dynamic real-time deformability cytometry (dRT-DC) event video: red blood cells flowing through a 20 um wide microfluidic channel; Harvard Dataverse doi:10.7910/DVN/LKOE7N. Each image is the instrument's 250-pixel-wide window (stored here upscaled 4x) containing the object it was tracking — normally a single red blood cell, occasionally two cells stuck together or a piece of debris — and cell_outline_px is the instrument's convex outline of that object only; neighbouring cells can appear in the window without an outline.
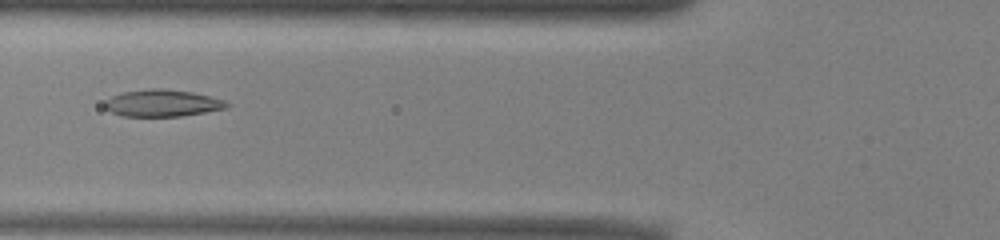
{"species": "common noctule bat (a hibernating species)", "species_latin": "Nyctalus noctula", "temperature_condition": "warm", "stored_images_in_passage": 51, "camera_frame_rate_fps": 3000, "um_per_image_px": 0.085, "animal": {"sex": "male", "body_mass_g": 13.0, "forearm_length_mm": 53.1}, "frame": {"image": 1, "passage_image": 19, "time_ms": 6.0, "image_size_px": [1000, 240], "cell_outline_px": [[232, 104], [228, 108], [180, 116], [120, 116], [104, 108], [104, 100], [112, 96], [124, 92], [152, 88], [160, 88], [192, 92], [224, 100]], "centroid_in_image_um": [13.79, 8.77], "position_along_channel_um": 112.0, "area_um2": 19.13}}
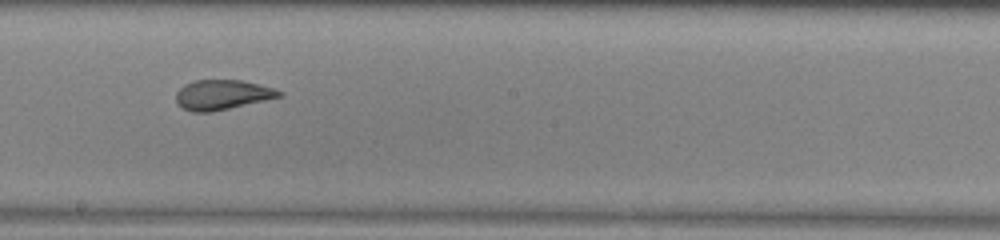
{"frame": {"image": 2, "passage_image": 28, "time_ms": 9.0, "image_size_px": [1000, 240], "cell_outline_px": [[284, 96], [212, 112], [192, 112], [176, 104], [176, 92], [184, 84], [192, 80], [244, 80], [272, 88], [284, 92]], "centroid_in_image_um": [18.88, 8.05], "position_along_channel_um": 229.3, "area_um2": 18.09}}
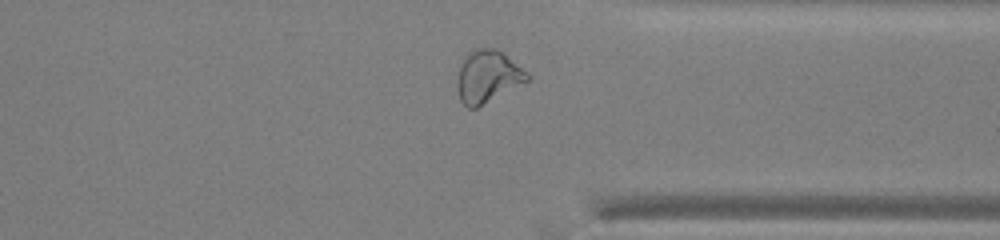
{"frame": {"image": 3, "passage_image": 39, "time_ms": 12.667, "image_size_px": [1000, 240], "cell_outline_px": [[532, 76], [528, 80], [476, 108], [468, 108], [460, 100], [456, 88], [456, 80], [464, 56], [468, 52], [476, 48], [496, 48], [504, 52]], "centroid_in_image_um": [41.44, 6.48], "position_along_channel_um": 370.0, "area_um2": 21.39}, "authors_computed_cell_mechanics": {"area_um2": 20.808, "velocity_mm_per_s": 3.9126, "shape_relaxation_time_tau1_ms": 9.1528, "shape_relaxation_time_tau2_ms": 1.4449, "deformation_change_tau1": 0.2541, "deformation_change_tau2": 0.0735}}